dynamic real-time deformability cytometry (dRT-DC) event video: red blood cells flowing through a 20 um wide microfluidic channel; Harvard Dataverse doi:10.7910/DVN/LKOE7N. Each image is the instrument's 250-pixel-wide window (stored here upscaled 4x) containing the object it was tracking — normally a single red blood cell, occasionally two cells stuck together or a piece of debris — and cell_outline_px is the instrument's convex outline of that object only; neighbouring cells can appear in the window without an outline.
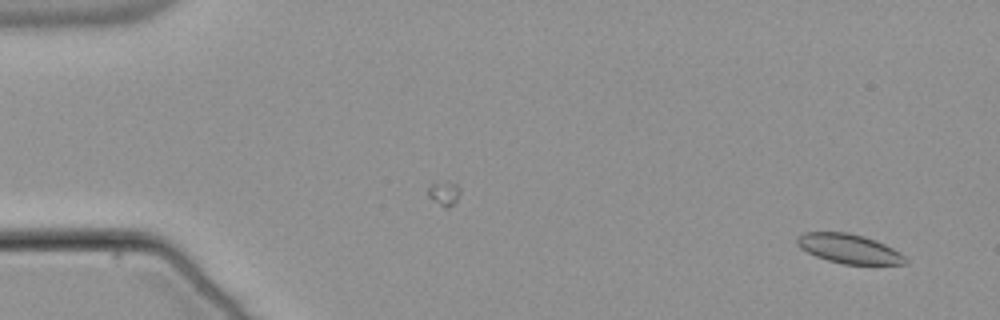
{"species": "common noctule bat (a hibernating species)", "species_latin": "Nyctalus noctula", "temperature_condition": "warm", "stored_images_in_passage": 53, "camera_frame_rate_fps": 3000, "um_per_image_px": 0.085, "animal": {"sex": "male", "body_mass_g": 21.5, "forearm_length_mm": 52.0}, "frame": {"image": 1, "passage_image": 1, "time_ms": 0.0, "image_size_px": [1000, 320], "cell_outline_px": [[908, 260], [904, 264], [844, 264], [828, 260], [816, 256], [800, 248], [796, 244], [796, 236], [804, 232], [848, 232], [864, 236], [884, 244], [900, 252]], "centroid_in_image_um": [72.13, 21.13], "position_along_channel_um": 12.9, "area_um2": 18.44}}
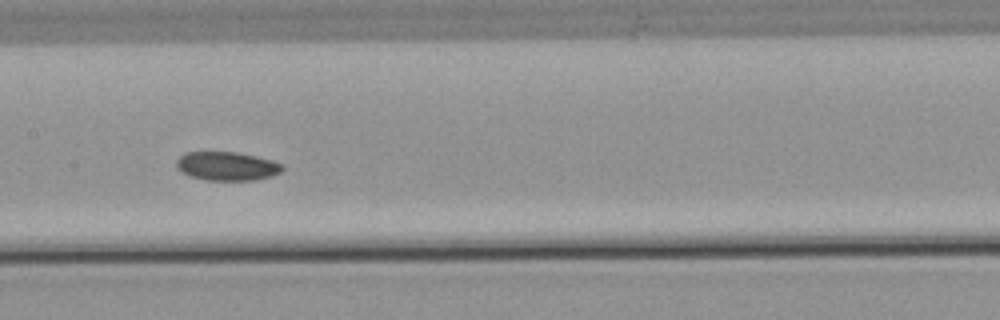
{"frame": {"image": 2, "passage_image": 26, "time_ms": 8.333, "image_size_px": [1000, 320], "cell_outline_px": [[284, 168], [280, 172], [272, 176], [256, 180], [204, 180], [188, 176], [180, 172], [176, 168], [176, 160], [184, 152], [236, 152], [256, 156], [272, 160], [284, 164]], "centroid_in_image_um": [19.27, 14.12], "position_along_channel_um": 188.1, "area_um2": 18.03}}
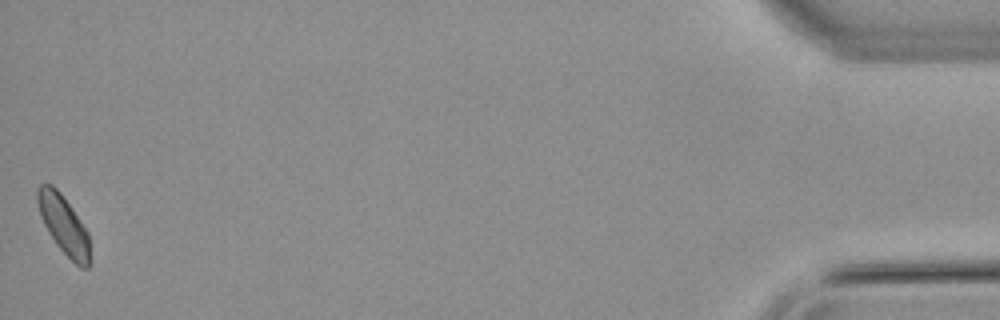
{"frame": {"image": 3, "passage_image": 53, "time_ms": 17.333, "image_size_px": [1000, 320], "cell_outline_px": [[92, 260], [88, 268], [80, 268], [56, 244], [48, 232], [40, 216], [36, 200], [36, 192], [40, 184], [52, 184], [60, 192], [88, 232]], "centroid_in_image_um": [5.43, 19.14], "position_along_channel_um": 429.8, "area_um2": 17.98}, "authors_computed_cell_mechanics": {"area_um2": 18.0914, "velocity_mm_per_s": 3.7498, "shape_relaxation_time_tau1_ms": 5.6988, "shape_relaxation_time_tau2_ms": null, "deformation_change_tau1": 0.0677, "deformation_change_tau2": null}}